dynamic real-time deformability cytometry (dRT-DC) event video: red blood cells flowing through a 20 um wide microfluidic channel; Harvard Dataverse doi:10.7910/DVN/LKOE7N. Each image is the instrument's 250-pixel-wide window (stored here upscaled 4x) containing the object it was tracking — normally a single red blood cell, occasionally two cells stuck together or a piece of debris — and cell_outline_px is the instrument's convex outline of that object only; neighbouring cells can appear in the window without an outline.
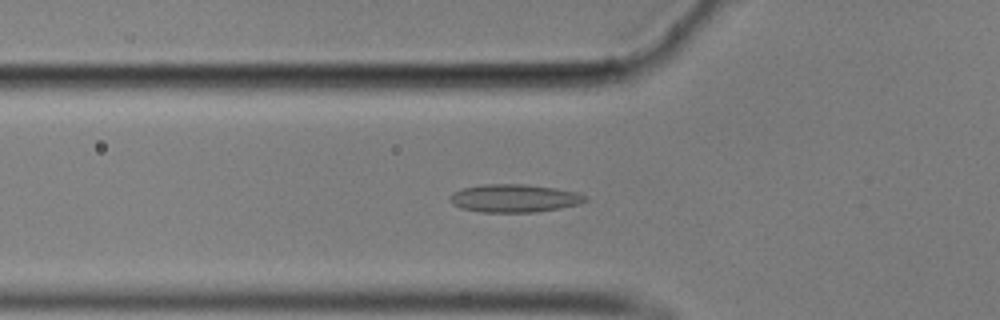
{"species": "common noctule bat (a hibernating species)", "species_latin": "Nyctalus noctula", "temperature_condition": "cold", "stored_images_in_passage": 40, "camera_frame_rate_fps": 3000, "um_per_image_px": 0.085, "animal": {"sex": "male", "body_mass_g": 17.9}, "frame": {"image": 1, "passage_image": 3, "time_ms": 0.667, "image_size_px": [1000, 320], "cell_outline_px": [[588, 200], [580, 204], [560, 208], [536, 212], [480, 212], [460, 208], [452, 204], [452, 192], [460, 188], [480, 184], [524, 184], [556, 188], [580, 192], [588, 196]], "centroid_in_image_um": [43.75, 16.84], "position_along_channel_um": 82.0, "area_um2": 22.37}}
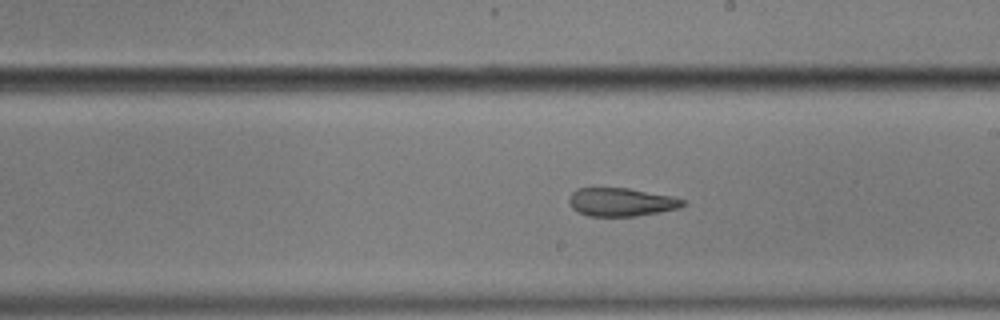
{"frame": {"image": 2, "passage_image": 16, "time_ms": 5.0, "image_size_px": [1000, 320], "cell_outline_px": [[688, 204], [676, 208], [660, 212], [636, 216], [588, 216], [576, 212], [572, 208], [568, 200], [568, 196], [576, 188], [628, 188], [672, 196], [688, 200]], "centroid_in_image_um": [52.8, 17.17], "position_along_channel_um": 236.2, "area_um2": 19.02}}
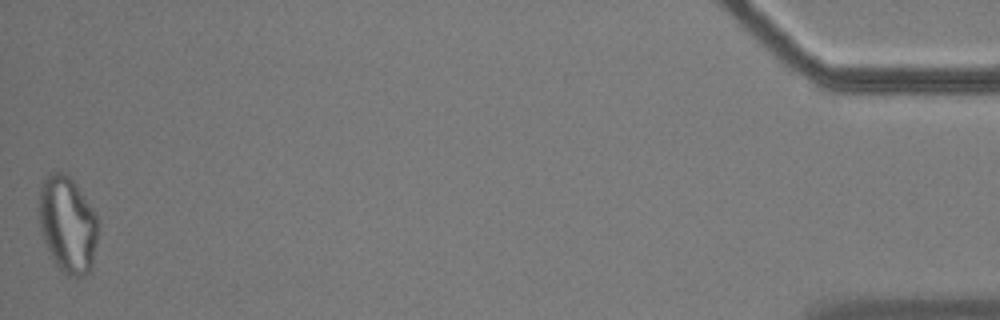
{"frame": {"image": 3, "passage_image": 40, "time_ms": 13.0, "image_size_px": [1000, 320], "cell_outline_px": [[100, 224], [92, 268], [84, 276], [68, 276], [56, 264], [44, 240], [40, 228], [40, 188], [48, 172], [64, 172], [72, 180], [96, 212], [100, 220]], "centroid_in_image_um": [5.8, 19.08], "position_along_channel_um": 429.4, "area_um2": 33.18}, "authors_computed_cell_mechanics": {"area_um2": 21.4438, "velocity_mm_per_s": 3.5402, "shape_relaxation_time_tau1_ms": null, "shape_relaxation_time_tau2_ms": 4.379, "deformation_change_tau1": null, "deformation_change_tau2": 0.1031}}